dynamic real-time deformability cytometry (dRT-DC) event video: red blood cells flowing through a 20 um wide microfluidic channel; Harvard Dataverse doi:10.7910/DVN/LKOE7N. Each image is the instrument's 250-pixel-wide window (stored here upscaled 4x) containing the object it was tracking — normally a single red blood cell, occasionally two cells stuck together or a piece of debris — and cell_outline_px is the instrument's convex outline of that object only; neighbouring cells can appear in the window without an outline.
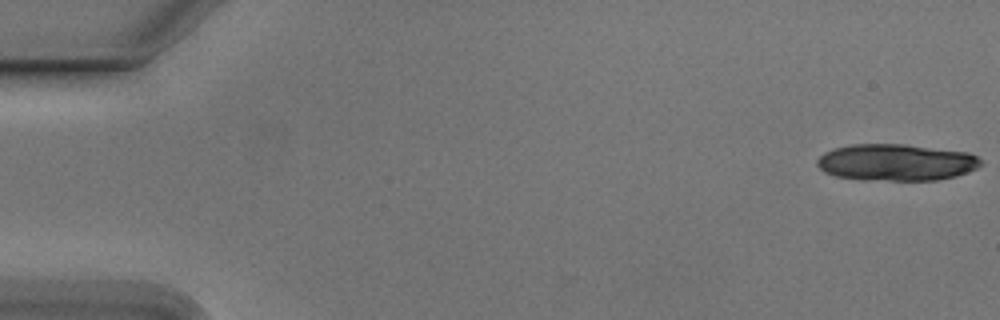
{"species": "Egyptian fruit bat (a non-hibernating species)", "species_latin": "Rousettus aegyptiacus", "temperature_condition": "cold", "stored_images_in_passage": 16, "camera_frame_rate_fps": 3000, "um_per_image_px": 0.085, "animal": {"sex": "male"}, "frame": {"image": 1, "passage_image": 1, "time_ms": 0.0, "image_size_px": [1000, 320], "cell_outline_px": [[980, 164], [976, 168], [968, 172], [956, 176], [936, 180], [864, 180], [836, 176], [824, 172], [816, 164], [816, 160], [824, 152], [832, 148], [852, 144], [904, 144], [968, 152], [976, 156], [980, 160]], "centroid_in_image_um": [76.13, 13.8], "position_along_channel_um": 8.9, "area_um2": 35.08}}